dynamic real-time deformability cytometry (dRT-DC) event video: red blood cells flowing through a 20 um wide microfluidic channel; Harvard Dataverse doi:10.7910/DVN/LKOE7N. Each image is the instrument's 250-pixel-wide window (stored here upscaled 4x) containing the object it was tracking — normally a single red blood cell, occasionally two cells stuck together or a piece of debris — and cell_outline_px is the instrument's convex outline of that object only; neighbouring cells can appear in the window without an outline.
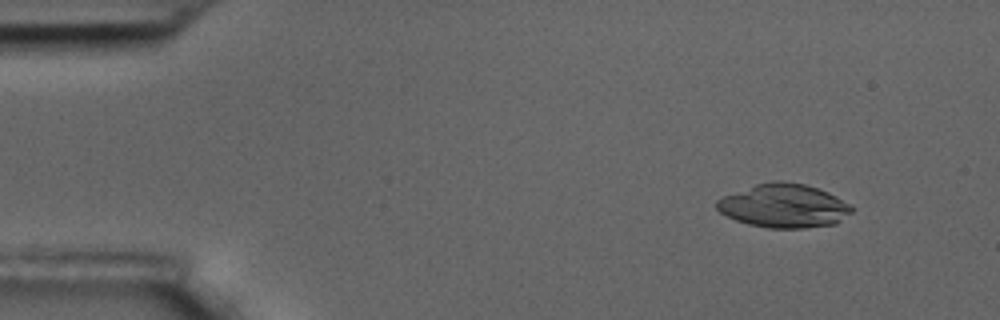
{"species": "common noctule bat (a hibernating species)", "species_latin": "Nyctalus noctula", "temperature_condition": "room temperature", "stored_images_in_passage": 5, "segment_of_instrument_passage": [1, 2], "camera_frame_rate_fps": 3000, "um_per_image_px": 0.085, "animal": {"sex": "male", "body_mass_g": 17.5, "forearm_length_mm": 52.3}, "frame": {"image": 1, "passage_image": 1, "time_ms": 0.0, "image_size_px": [1000, 320], "cell_outline_px": [[852, 212], [836, 224], [804, 228], [768, 228], [748, 224], [736, 220], [720, 212], [716, 208], [716, 200], [724, 196], [756, 184], [772, 180], [780, 180], [804, 184], [828, 192], [852, 204]], "centroid_in_image_um": [66.65, 17.49], "position_along_channel_um": 18.3, "area_um2": 34.39}}